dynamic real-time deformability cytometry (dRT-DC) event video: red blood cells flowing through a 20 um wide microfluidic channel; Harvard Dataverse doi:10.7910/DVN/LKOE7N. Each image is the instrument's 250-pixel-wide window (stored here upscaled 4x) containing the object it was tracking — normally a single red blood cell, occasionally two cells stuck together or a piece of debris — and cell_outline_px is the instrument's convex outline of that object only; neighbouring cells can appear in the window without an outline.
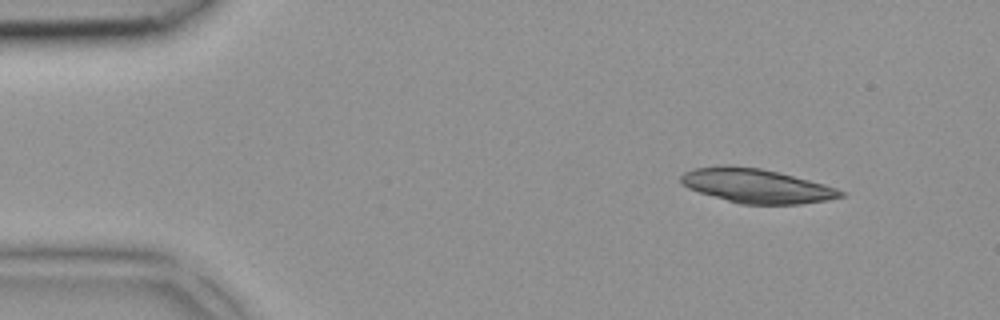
{"species": "common noctule bat (a hibernating species)", "species_latin": "Nyctalus noctula", "temperature_condition": "room temperature", "stored_images_in_passage": 2, "camera_frame_rate_fps": 3000, "um_per_image_px": 0.085, "animal": {"sex": "female", "body_mass_g": 18.4}, "frame": {"image": 1, "passage_image": 1, "time_ms": 0.0, "image_size_px": [1000, 320], "cell_outline_px": [[844, 196], [828, 200], [800, 204], [740, 204], [700, 192], [688, 188], [680, 184], [680, 176], [684, 172], [692, 168], [720, 164], [728, 164], [760, 168], [780, 172], [824, 184], [836, 188], [844, 192]], "centroid_in_image_um": [64.26, 15.77], "position_along_channel_um": 20.7, "area_um2": 32.08}}